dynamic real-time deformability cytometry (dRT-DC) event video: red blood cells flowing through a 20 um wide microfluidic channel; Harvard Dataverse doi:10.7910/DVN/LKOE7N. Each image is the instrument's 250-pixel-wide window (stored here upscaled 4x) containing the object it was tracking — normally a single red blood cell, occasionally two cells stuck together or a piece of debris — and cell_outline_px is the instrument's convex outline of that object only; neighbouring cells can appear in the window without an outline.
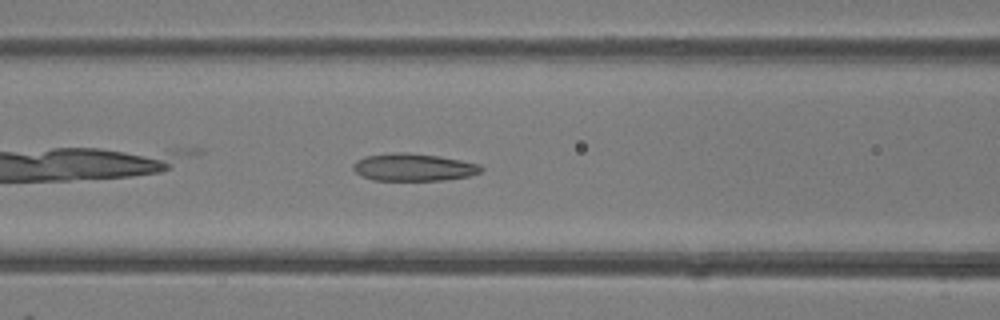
{"species": "common noctule bat (a hibernating species)", "species_latin": "Nyctalus noctula", "temperature_condition": "room temperature", "stored_images_in_passage": 27, "camera_frame_rate_fps": 3000, "um_per_image_px": 0.085, "animal": {"sex": "female"}, "frame": {"image": 1, "passage_image": 6, "time_ms": 1.667, "image_size_px": [1000, 320], "cell_outline_px": [[484, 168], [480, 172], [468, 176], [444, 180], [372, 180], [360, 176], [352, 168], [352, 164], [356, 160], [364, 156], [392, 152], [408, 152], [440, 156], [480, 164]], "centroid_in_image_um": [35.11, 14.21], "position_along_channel_um": 131.5, "area_um2": 20.69}}
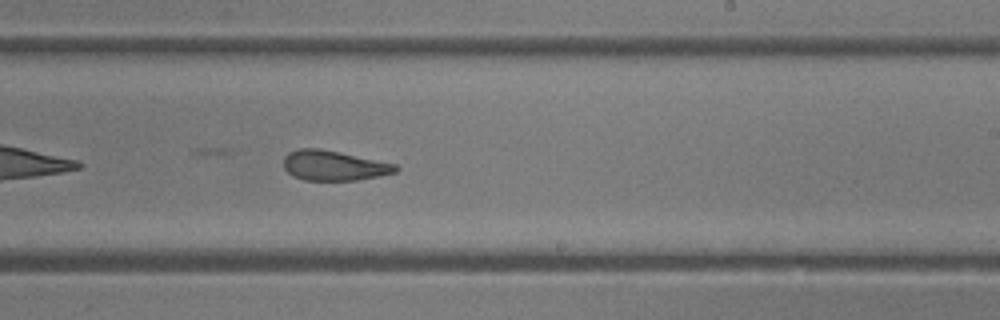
{"frame": {"image": 2, "passage_image": 15, "time_ms": 4.667, "image_size_px": [1000, 320], "cell_outline_px": [[400, 168], [396, 172], [380, 176], [356, 180], [304, 180], [292, 176], [284, 168], [284, 156], [288, 152], [300, 148], [320, 148], [340, 152], [396, 164]], "centroid_in_image_um": [28.37, 14.07], "position_along_channel_um": 260.6, "area_um2": 19.65}}
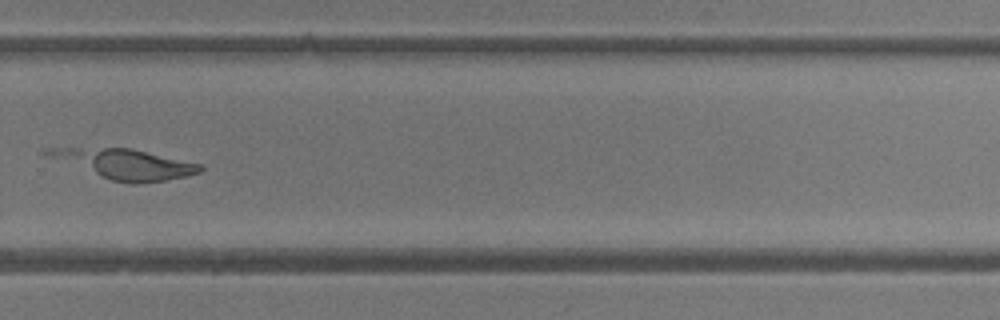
{"frame": {"image": 3, "passage_image": 19, "time_ms": 6.0, "image_size_px": [1000, 320], "cell_outline_px": [[204, 168], [200, 172], [184, 176], [164, 180], [136, 184], [132, 184], [112, 180], [44, 156], [40, 152], [44, 148], [132, 148], [200, 164]], "centroid_in_image_um": [10.55, 13.92], "position_along_channel_um": 319.3, "area_um2": 26.3}, "authors_computed_cell_mechanics": {"area_um2": 20.1144, "velocity_mm_per_s": 4.2997, "shape_relaxation_time_tau1_ms": null, "shape_relaxation_time_tau2_ms": 1.6951, "deformation_change_tau1": null, "deformation_change_tau2": 0.0906}}